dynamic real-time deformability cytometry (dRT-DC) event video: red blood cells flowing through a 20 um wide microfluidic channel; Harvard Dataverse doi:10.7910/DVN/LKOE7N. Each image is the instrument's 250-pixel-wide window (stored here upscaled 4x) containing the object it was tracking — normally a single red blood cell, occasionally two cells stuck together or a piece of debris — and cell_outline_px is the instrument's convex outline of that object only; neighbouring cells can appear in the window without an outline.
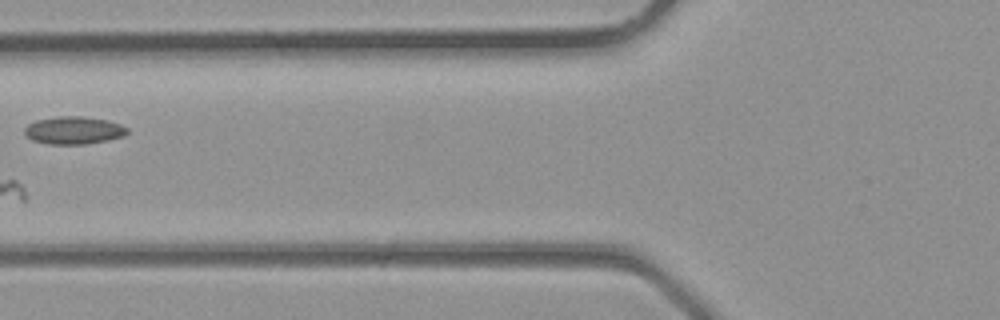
{"species": "common noctule bat (a hibernating species)", "species_latin": "Nyctalus noctula", "temperature_condition": "room temperature", "stored_images_in_passage": 2, "camera_frame_rate_fps": 3000, "um_per_image_px": 0.085, "animal": {"sex": "male", "body_mass_g": 23.1, "forearm_length_mm": 52.7}, "frame": {"image": 1, "passage_image": 2, "time_ms": 0.333, "image_size_px": [1000, 320], "cell_outline_px": [[128, 132], [124, 136], [108, 140], [84, 144], [48, 144], [32, 140], [24, 132], [24, 128], [28, 124], [36, 120], [56, 116], [84, 116], [108, 120], [120, 124], [128, 128]], "centroid_in_image_um": [6.27, 11.07], "position_along_channel_um": 119.5, "area_um2": 16.65}}